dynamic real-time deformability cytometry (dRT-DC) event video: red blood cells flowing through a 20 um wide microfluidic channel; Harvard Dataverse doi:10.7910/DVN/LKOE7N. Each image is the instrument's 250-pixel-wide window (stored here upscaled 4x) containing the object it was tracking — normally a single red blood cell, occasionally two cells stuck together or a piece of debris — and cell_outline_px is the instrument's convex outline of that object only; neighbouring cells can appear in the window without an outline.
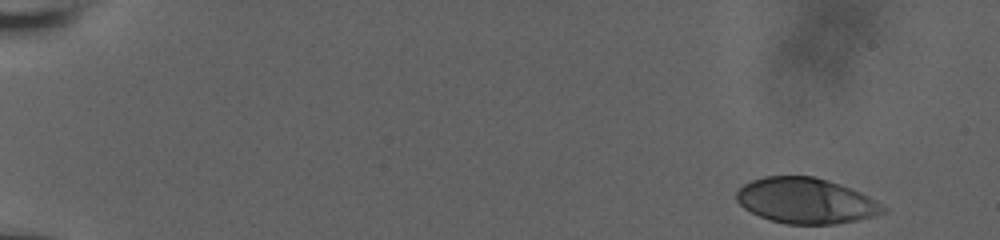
{"species": "human", "species_latin": "Homo sapiens", "temperature_condition": "room temperature", "stored_images_in_passage": 48, "camera_frame_rate_fps": 3000, "um_per_image_px": 0.085, "donor": {"sex": "male"}, "frame": {"image": 1, "passage_image": 1, "time_ms": 0.0, "image_size_px": [1000, 240], "cell_outline_px": [[888, 212], [876, 216], [836, 224], [788, 224], [772, 220], [760, 216], [744, 208], [736, 200], [736, 192], [744, 184], [752, 180], [764, 176], [816, 176], [840, 184], [860, 192], [876, 200], [888, 208]], "centroid_in_image_um": [68.54, 17.06], "position_along_channel_um": 16.5, "area_um2": 39.02}}
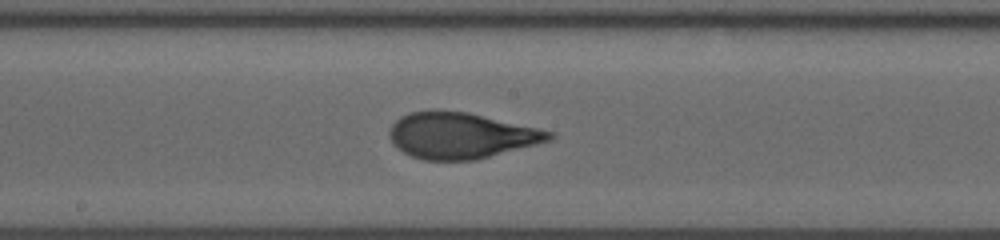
{"frame": {"image": 2, "passage_image": 29, "time_ms": 9.333, "image_size_px": [1000, 240], "cell_outline_px": [[556, 136], [548, 140], [536, 144], [476, 160], [424, 160], [412, 156], [396, 148], [392, 144], [388, 136], [388, 132], [392, 124], [400, 116], [408, 112], [432, 108], [436, 108], [468, 112], [556, 132]], "centroid_in_image_um": [39.12, 11.49], "position_along_channel_um": 209.1, "area_um2": 43.41}}
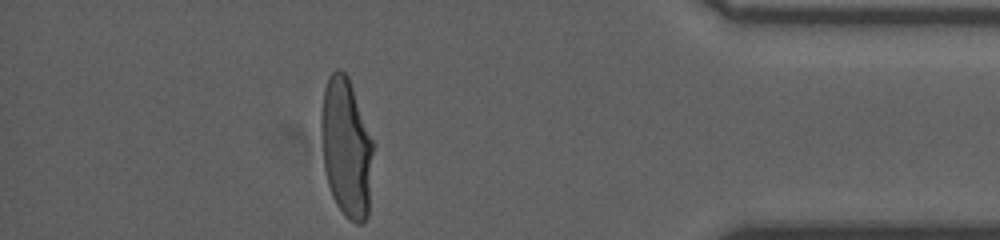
{"frame": {"image": 3, "passage_image": 47, "time_ms": 15.333, "image_size_px": [1000, 240], "cell_outline_px": [[376, 144], [368, 216], [364, 224], [356, 224], [348, 220], [344, 216], [336, 204], [332, 196], [328, 184], [324, 168], [320, 132], [320, 116], [324, 88], [328, 76], [336, 68], [340, 68], [348, 76]], "centroid_in_image_um": [29.47, 12.57], "position_along_channel_um": 405.7, "area_um2": 43.81}, "authors_computed_cell_mechanics": {"area_um2": 41.6738, "velocity_mm_per_s": 3.8432, "shape_relaxation_time_tau1_ms": 4.2909, "shape_relaxation_time_tau2_ms": null, "deformation_change_tau1": 0.1999, "deformation_change_tau2": null}}